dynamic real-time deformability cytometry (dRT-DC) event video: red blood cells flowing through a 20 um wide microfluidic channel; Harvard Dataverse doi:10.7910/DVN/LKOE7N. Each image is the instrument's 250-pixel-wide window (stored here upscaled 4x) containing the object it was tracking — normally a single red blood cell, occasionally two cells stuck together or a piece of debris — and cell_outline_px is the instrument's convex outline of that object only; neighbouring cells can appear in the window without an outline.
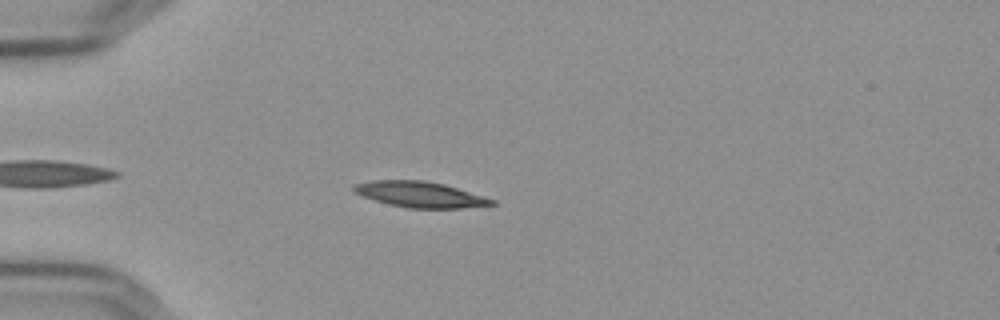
{"species": "Egyptian fruit bat (a non-hibernating species)", "species_latin": "Rousettus aegyptiacus", "temperature_condition": "cold", "stored_images_in_passage": 41, "camera_frame_rate_fps": 3000, "um_per_image_px": 0.085, "frame": {"image": 1, "passage_image": 1, "time_ms": 0.0, "image_size_px": [1000, 320], "cell_outline_px": [[496, 204], [464, 208], [408, 208], [388, 204], [364, 196], [356, 192], [352, 188], [356, 184], [372, 180], [424, 180], [444, 184], [496, 200]], "centroid_in_image_um": [35.74, 16.53], "position_along_channel_um": 49.3, "area_um2": 20.46}}
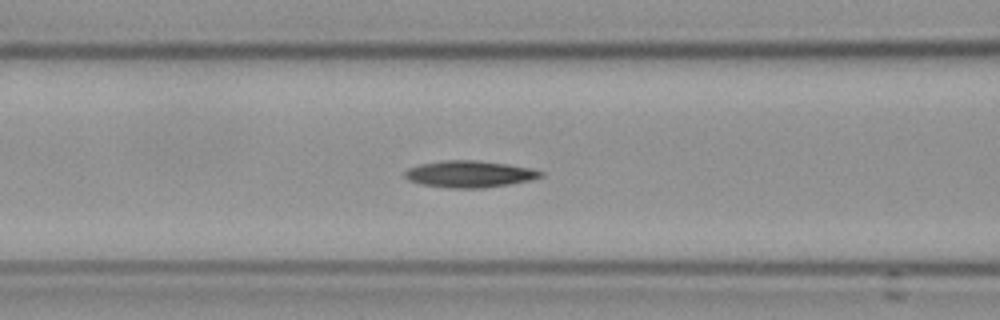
{"frame": {"image": 2, "passage_image": 9, "time_ms": 2.667, "image_size_px": [1000, 320], "cell_outline_px": [[544, 176], [528, 180], [508, 184], [484, 188], [448, 188], [420, 184], [408, 180], [404, 176], [404, 172], [408, 168], [420, 164], [444, 160], [476, 160], [508, 164], [528, 168], [544, 172]], "centroid_in_image_um": [39.86, 14.79], "position_along_channel_um": 126.7, "area_um2": 21.1}}
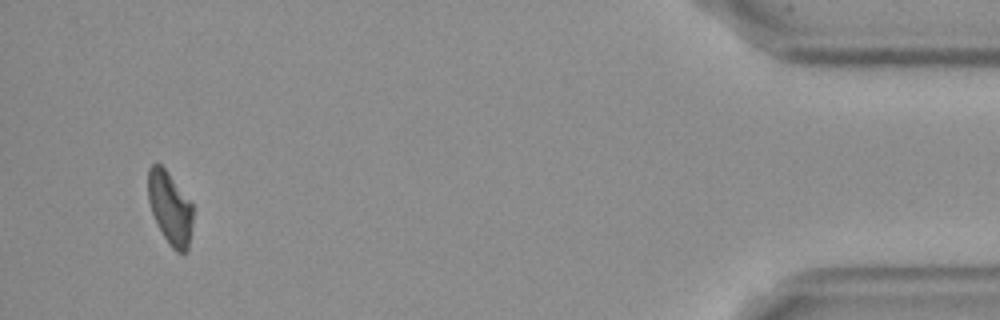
{"frame": {"image": 3, "passage_image": 39, "time_ms": 12.667, "image_size_px": [1000, 320], "cell_outline_px": [[192, 220], [188, 248], [184, 252], [176, 252], [168, 244], [152, 212], [148, 200], [148, 168], [152, 164], [160, 164], [168, 172], [192, 204]], "centroid_in_image_um": [14.44, 17.67], "position_along_channel_um": 420.8, "area_um2": 18.61}, "authors_computed_cell_mechanics": {"area_um2": 20.2878, "velocity_mm_per_s": 3.6243, "shape_relaxation_time_tau1_ms": 7.7524, "shape_relaxation_time_tau2_ms": 5.119, "deformation_change_tau1": 0.1585, "deformation_change_tau2": 0.1254}}